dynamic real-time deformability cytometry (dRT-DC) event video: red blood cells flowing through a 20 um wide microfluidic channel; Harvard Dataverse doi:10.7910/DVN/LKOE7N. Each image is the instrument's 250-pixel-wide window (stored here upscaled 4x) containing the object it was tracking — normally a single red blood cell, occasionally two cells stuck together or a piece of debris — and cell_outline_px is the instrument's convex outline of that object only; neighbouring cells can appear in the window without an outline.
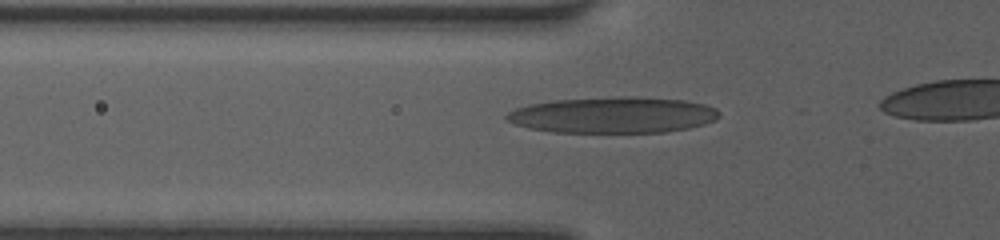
{"species": "human", "species_latin": "Homo sapiens", "temperature_condition": "room temperature", "stored_images_in_passage": 36, "camera_frame_rate_fps": 3000, "um_per_image_px": 0.085, "donor": {"sex": "female"}, "frame": {"image": 1, "passage_image": 10, "time_ms": 3.0, "image_size_px": [1000, 240], "cell_outline_px": [[720, 116], [716, 120], [704, 124], [688, 128], [664, 132], [552, 132], [528, 128], [504, 120], [504, 116], [508, 112], [516, 108], [528, 104], [552, 100], [616, 96], [636, 96], [684, 100], [704, 104], [716, 108], [720, 112]], "centroid_in_image_um": [52.09, 9.76], "position_along_channel_um": 73.7, "area_um2": 45.14}}
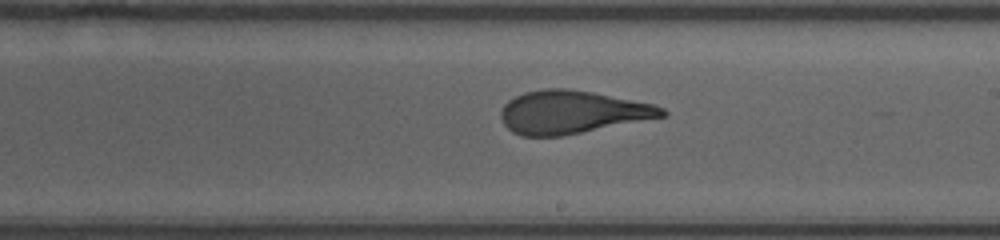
{"frame": {"image": 2, "passage_image": 22, "time_ms": 7.0, "image_size_px": [1000, 240], "cell_outline_px": [[668, 116], [560, 136], [520, 136], [512, 132], [504, 124], [500, 116], [500, 112], [504, 104], [508, 100], [524, 92], [548, 88], [568, 88], [592, 92], [652, 104], [664, 108], [668, 112]], "centroid_in_image_um": [48.6, 9.53], "position_along_channel_um": 240.4, "area_um2": 40.29}}
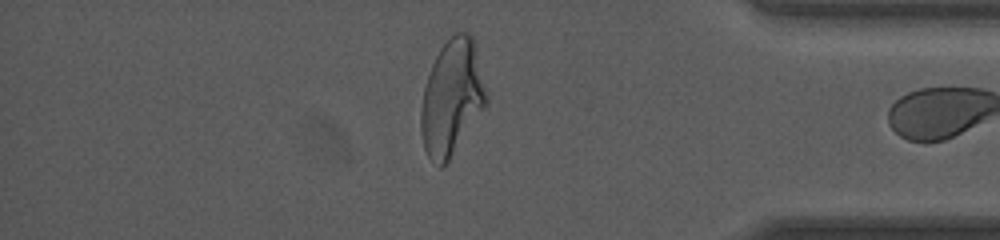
{"frame": {"image": 3, "passage_image": 35, "time_ms": 11.333, "image_size_px": [1000, 240], "cell_outline_px": [[488, 104], [448, 160], [440, 168], [428, 156], [424, 148], [420, 132], [420, 108], [424, 88], [432, 64], [440, 48], [456, 32], [464, 32], [472, 36], [476, 48], [488, 92]], "centroid_in_image_um": [38.42, 8.3], "position_along_channel_um": 396.8, "area_um2": 43.93}}